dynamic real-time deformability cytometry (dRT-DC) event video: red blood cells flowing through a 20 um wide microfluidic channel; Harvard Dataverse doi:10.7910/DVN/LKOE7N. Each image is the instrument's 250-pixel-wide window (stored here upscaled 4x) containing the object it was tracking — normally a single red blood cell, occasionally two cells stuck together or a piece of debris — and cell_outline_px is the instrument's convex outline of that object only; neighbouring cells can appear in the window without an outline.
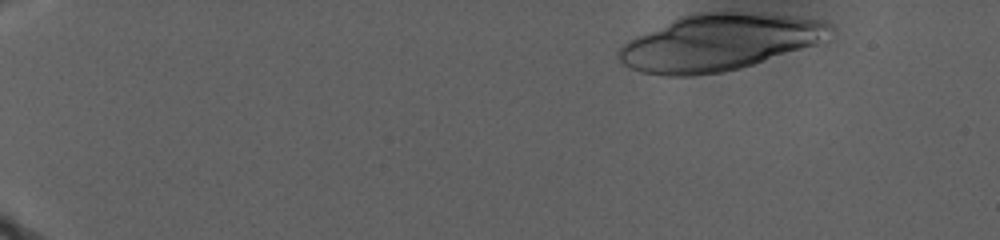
{"species": "human", "species_latin": "Homo sapiens", "temperature_condition": "warm", "stored_images_in_passage": 37, "camera_frame_rate_fps": 3000, "um_per_image_px": 0.085, "donor": {"sex": "male"}, "frame": {"image": 1, "passage_image": 1, "time_ms": 0.0, "image_size_px": [1000, 240], "cell_outline_px": [[836, 28], [828, 40], [816, 44], [740, 68], [720, 72], [692, 76], [664, 76], [640, 72], [628, 68], [620, 64], [616, 56], [616, 52], [628, 40], [636, 36], [680, 16], [696, 12], [764, 12], [800, 16], [828, 20]], "centroid_in_image_um": [61.18, 3.58], "position_along_channel_um": 23.8, "area_um2": 70.63}}